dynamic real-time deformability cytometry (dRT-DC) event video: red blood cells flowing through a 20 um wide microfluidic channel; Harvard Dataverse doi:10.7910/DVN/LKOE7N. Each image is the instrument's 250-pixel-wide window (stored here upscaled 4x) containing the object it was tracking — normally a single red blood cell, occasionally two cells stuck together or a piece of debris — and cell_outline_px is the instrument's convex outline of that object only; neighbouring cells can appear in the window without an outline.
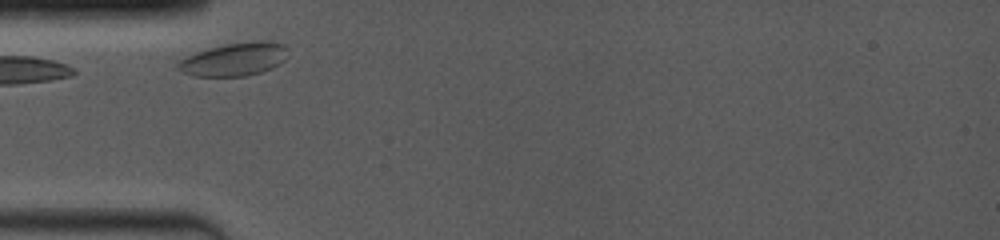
{"species": "common noctule bat (a hibernating species)", "species_latin": "Nyctalus noctula", "temperature_condition": "room temperature", "stored_images_in_passage": 8, "camera_frame_rate_fps": 4000, "um_per_image_px": 0.085, "animal": {"sex": "female", "body_mass_g": 19.0, "forearm_length_mm": 53.3}, "frame": {"image": 1, "passage_image": 1, "time_ms": 0.0, "image_size_px": [1000, 240], "cell_outline_px": [[288, 48], [284, 60], [280, 64], [272, 68], [260, 72], [244, 76], [192, 76], [176, 68], [176, 60], [196, 52], [208, 48], [228, 44], [256, 40], [268, 40], [284, 44]], "centroid_in_image_um": [19.9, 5.03], "position_along_channel_um": 65.1, "area_um2": 21.44}}
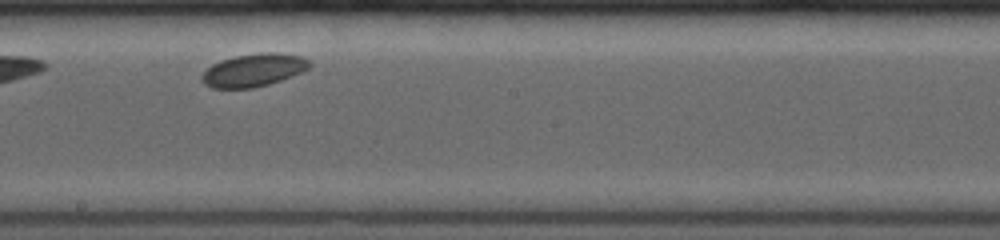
{"frame": {"image": 2, "passage_image": 6, "time_ms": 4.5, "image_size_px": [1000, 240], "cell_outline_px": [[312, 64], [304, 72], [268, 84], [252, 88], [212, 88], [204, 84], [200, 80], [200, 76], [212, 64], [220, 60], [236, 56], [268, 52], [280, 52], [300, 56], [308, 60]], "centroid_in_image_um": [21.55, 5.96], "position_along_channel_um": 226.6, "area_um2": 20.63}}